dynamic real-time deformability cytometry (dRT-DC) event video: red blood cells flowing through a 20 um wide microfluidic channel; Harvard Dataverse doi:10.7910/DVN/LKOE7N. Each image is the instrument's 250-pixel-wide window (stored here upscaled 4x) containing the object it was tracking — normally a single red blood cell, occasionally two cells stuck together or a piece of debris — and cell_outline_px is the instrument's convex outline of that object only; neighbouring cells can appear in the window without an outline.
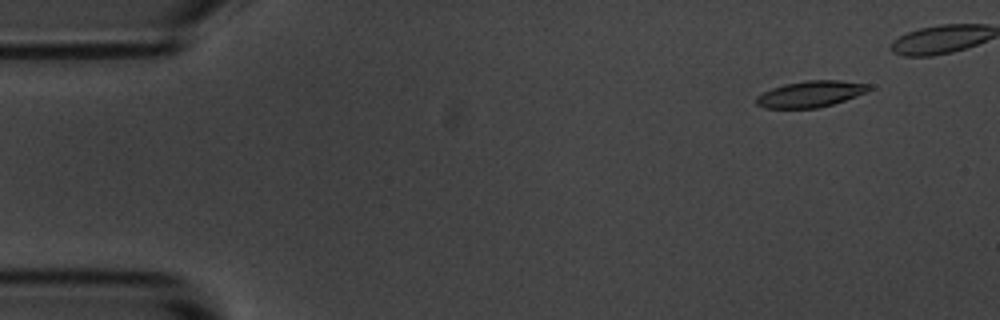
{"species": "common noctule bat (a hibernating species)", "species_latin": "Nyctalus noctula", "temperature_condition": "room temperature", "stored_images_in_passage": 5, "camera_frame_rate_fps": 3000, "um_per_image_px": 0.085, "animal": {"sex": "male", "body_mass_g": 20.1, "forearm_length_mm": 53.5}, "frame": {"image": 1, "passage_image": 1, "time_ms": 0.0, "image_size_px": [1000, 320], "cell_outline_px": [[876, 88], [868, 92], [832, 104], [816, 108], [764, 108], [756, 104], [756, 96], [772, 88], [784, 84], [808, 80], [840, 80], [872, 84]], "centroid_in_image_um": [68.96, 7.98], "position_along_channel_um": 16.0, "area_um2": 17.4}}